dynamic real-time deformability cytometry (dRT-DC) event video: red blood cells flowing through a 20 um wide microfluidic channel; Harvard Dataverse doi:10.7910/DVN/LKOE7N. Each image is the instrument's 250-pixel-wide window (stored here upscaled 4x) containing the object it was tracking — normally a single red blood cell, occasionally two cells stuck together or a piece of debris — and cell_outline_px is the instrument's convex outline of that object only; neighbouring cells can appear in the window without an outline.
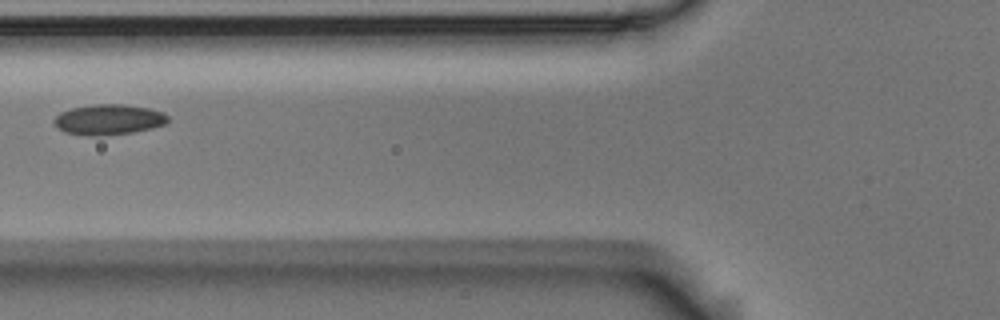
{"species": "Egyptian fruit bat (a non-hibernating species)", "species_latin": "Rousettus aegyptiacus", "temperature_condition": "room temperature", "stored_images_in_passage": 4, "camera_frame_rate_fps": 3000, "um_per_image_px": 0.085, "animal": {"sex": "male"}, "frame": {"image": 1, "passage_image": 2, "time_ms": 0.333, "image_size_px": [1000, 320], "cell_outline_px": [[168, 120], [164, 124], [152, 128], [132, 132], [64, 132], [52, 120], [60, 112], [72, 108], [96, 104], [124, 104], [148, 108], [164, 112], [168, 116]], "centroid_in_image_um": [9.3, 10.09], "position_along_channel_um": 116.5, "area_um2": 18.96}}
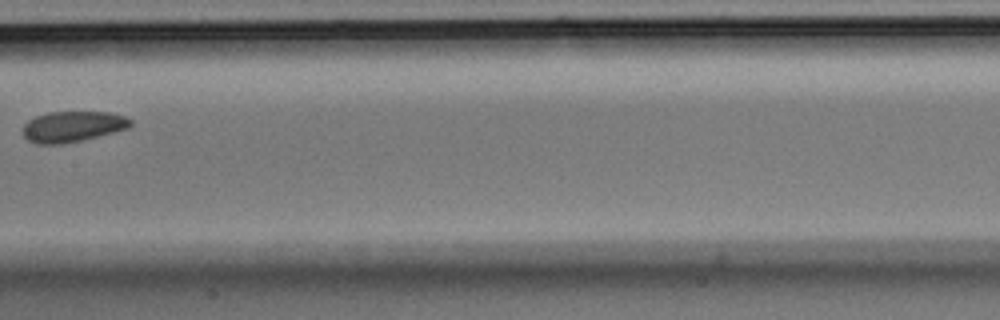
{"frame": {"image": 2, "passage_image": 4, "time_ms": 1.0, "image_size_px": [1000, 320], "cell_outline_px": [[132, 124], [128, 128], [80, 140], [60, 144], [36, 144], [28, 140], [24, 136], [24, 124], [28, 120], [36, 116], [48, 112], [108, 112], [124, 116], [132, 120]], "centroid_in_image_um": [6.15, 10.75], "position_along_channel_um": 201.2, "area_um2": 19.02}}